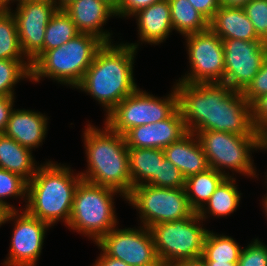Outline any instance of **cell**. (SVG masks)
Returning <instances> with one entry per match:
<instances>
[{
    "mask_svg": "<svg viewBox=\"0 0 267 266\" xmlns=\"http://www.w3.org/2000/svg\"><path fill=\"white\" fill-rule=\"evenodd\" d=\"M14 97L0 96V133H4L13 111Z\"/></svg>",
    "mask_w": 267,
    "mask_h": 266,
    "instance_id": "obj_39",
    "label": "cell"
},
{
    "mask_svg": "<svg viewBox=\"0 0 267 266\" xmlns=\"http://www.w3.org/2000/svg\"><path fill=\"white\" fill-rule=\"evenodd\" d=\"M9 8L3 6L0 9V59L29 61L21 50L16 22Z\"/></svg>",
    "mask_w": 267,
    "mask_h": 266,
    "instance_id": "obj_29",
    "label": "cell"
},
{
    "mask_svg": "<svg viewBox=\"0 0 267 266\" xmlns=\"http://www.w3.org/2000/svg\"><path fill=\"white\" fill-rule=\"evenodd\" d=\"M188 133L180 110L166 120L131 128L125 135L128 148L164 149Z\"/></svg>",
    "mask_w": 267,
    "mask_h": 266,
    "instance_id": "obj_16",
    "label": "cell"
},
{
    "mask_svg": "<svg viewBox=\"0 0 267 266\" xmlns=\"http://www.w3.org/2000/svg\"><path fill=\"white\" fill-rule=\"evenodd\" d=\"M251 113L254 129L263 135L267 131V94L251 104Z\"/></svg>",
    "mask_w": 267,
    "mask_h": 266,
    "instance_id": "obj_36",
    "label": "cell"
},
{
    "mask_svg": "<svg viewBox=\"0 0 267 266\" xmlns=\"http://www.w3.org/2000/svg\"><path fill=\"white\" fill-rule=\"evenodd\" d=\"M263 198H264V199H263L264 201H263V204H262V205L264 206L263 208H264L265 213H266V215H267V197H263Z\"/></svg>",
    "mask_w": 267,
    "mask_h": 266,
    "instance_id": "obj_47",
    "label": "cell"
},
{
    "mask_svg": "<svg viewBox=\"0 0 267 266\" xmlns=\"http://www.w3.org/2000/svg\"><path fill=\"white\" fill-rule=\"evenodd\" d=\"M195 134L207 156L210 168L227 177L231 175L229 172L225 173V168L245 176H257L251 151L261 149L262 134L257 131L252 136L217 131H197Z\"/></svg>",
    "mask_w": 267,
    "mask_h": 266,
    "instance_id": "obj_7",
    "label": "cell"
},
{
    "mask_svg": "<svg viewBox=\"0 0 267 266\" xmlns=\"http://www.w3.org/2000/svg\"><path fill=\"white\" fill-rule=\"evenodd\" d=\"M241 250L232 237L208 231L201 257L204 261L238 262Z\"/></svg>",
    "mask_w": 267,
    "mask_h": 266,
    "instance_id": "obj_28",
    "label": "cell"
},
{
    "mask_svg": "<svg viewBox=\"0 0 267 266\" xmlns=\"http://www.w3.org/2000/svg\"><path fill=\"white\" fill-rule=\"evenodd\" d=\"M11 12L18 32L21 50L32 63L43 53L46 26L58 10L53 0H25Z\"/></svg>",
    "mask_w": 267,
    "mask_h": 266,
    "instance_id": "obj_15",
    "label": "cell"
},
{
    "mask_svg": "<svg viewBox=\"0 0 267 266\" xmlns=\"http://www.w3.org/2000/svg\"><path fill=\"white\" fill-rule=\"evenodd\" d=\"M79 33L75 23L64 9H58L50 19L45 30L43 53L47 50L60 47Z\"/></svg>",
    "mask_w": 267,
    "mask_h": 266,
    "instance_id": "obj_27",
    "label": "cell"
},
{
    "mask_svg": "<svg viewBox=\"0 0 267 266\" xmlns=\"http://www.w3.org/2000/svg\"><path fill=\"white\" fill-rule=\"evenodd\" d=\"M201 221L195 212L191 217L150 227L156 254L163 266H173L179 261L202 256L209 230L202 228Z\"/></svg>",
    "mask_w": 267,
    "mask_h": 266,
    "instance_id": "obj_8",
    "label": "cell"
},
{
    "mask_svg": "<svg viewBox=\"0 0 267 266\" xmlns=\"http://www.w3.org/2000/svg\"><path fill=\"white\" fill-rule=\"evenodd\" d=\"M4 211L0 208V227H1V221H2V217H3Z\"/></svg>",
    "mask_w": 267,
    "mask_h": 266,
    "instance_id": "obj_49",
    "label": "cell"
},
{
    "mask_svg": "<svg viewBox=\"0 0 267 266\" xmlns=\"http://www.w3.org/2000/svg\"><path fill=\"white\" fill-rule=\"evenodd\" d=\"M189 2L208 21L213 18L214 13L220 8L219 0H189Z\"/></svg>",
    "mask_w": 267,
    "mask_h": 266,
    "instance_id": "obj_38",
    "label": "cell"
},
{
    "mask_svg": "<svg viewBox=\"0 0 267 266\" xmlns=\"http://www.w3.org/2000/svg\"><path fill=\"white\" fill-rule=\"evenodd\" d=\"M104 2L106 5H108L118 16V0H100Z\"/></svg>",
    "mask_w": 267,
    "mask_h": 266,
    "instance_id": "obj_44",
    "label": "cell"
},
{
    "mask_svg": "<svg viewBox=\"0 0 267 266\" xmlns=\"http://www.w3.org/2000/svg\"><path fill=\"white\" fill-rule=\"evenodd\" d=\"M173 266H207L202 257L196 259L182 260L175 263Z\"/></svg>",
    "mask_w": 267,
    "mask_h": 266,
    "instance_id": "obj_41",
    "label": "cell"
},
{
    "mask_svg": "<svg viewBox=\"0 0 267 266\" xmlns=\"http://www.w3.org/2000/svg\"><path fill=\"white\" fill-rule=\"evenodd\" d=\"M267 149V131L262 135V145L260 150Z\"/></svg>",
    "mask_w": 267,
    "mask_h": 266,
    "instance_id": "obj_46",
    "label": "cell"
},
{
    "mask_svg": "<svg viewBox=\"0 0 267 266\" xmlns=\"http://www.w3.org/2000/svg\"><path fill=\"white\" fill-rule=\"evenodd\" d=\"M237 266H267V246L254 239L241 250Z\"/></svg>",
    "mask_w": 267,
    "mask_h": 266,
    "instance_id": "obj_34",
    "label": "cell"
},
{
    "mask_svg": "<svg viewBox=\"0 0 267 266\" xmlns=\"http://www.w3.org/2000/svg\"><path fill=\"white\" fill-rule=\"evenodd\" d=\"M235 180L232 176L226 177L219 184L206 204L197 212L202 220L207 219L208 213L214 217H221L236 211L241 200V193L235 186Z\"/></svg>",
    "mask_w": 267,
    "mask_h": 266,
    "instance_id": "obj_24",
    "label": "cell"
},
{
    "mask_svg": "<svg viewBox=\"0 0 267 266\" xmlns=\"http://www.w3.org/2000/svg\"><path fill=\"white\" fill-rule=\"evenodd\" d=\"M132 186L150 184L158 176L159 162L165 159L163 149L128 148Z\"/></svg>",
    "mask_w": 267,
    "mask_h": 266,
    "instance_id": "obj_23",
    "label": "cell"
},
{
    "mask_svg": "<svg viewBox=\"0 0 267 266\" xmlns=\"http://www.w3.org/2000/svg\"><path fill=\"white\" fill-rule=\"evenodd\" d=\"M178 109L188 132L217 131L252 136L251 105L242 92L224 83H185L174 85Z\"/></svg>",
    "mask_w": 267,
    "mask_h": 266,
    "instance_id": "obj_1",
    "label": "cell"
},
{
    "mask_svg": "<svg viewBox=\"0 0 267 266\" xmlns=\"http://www.w3.org/2000/svg\"><path fill=\"white\" fill-rule=\"evenodd\" d=\"M119 192L81 180L75 190L67 226L97 243L117 226L114 195Z\"/></svg>",
    "mask_w": 267,
    "mask_h": 266,
    "instance_id": "obj_6",
    "label": "cell"
},
{
    "mask_svg": "<svg viewBox=\"0 0 267 266\" xmlns=\"http://www.w3.org/2000/svg\"><path fill=\"white\" fill-rule=\"evenodd\" d=\"M207 266H237L238 262H217V261H205Z\"/></svg>",
    "mask_w": 267,
    "mask_h": 266,
    "instance_id": "obj_43",
    "label": "cell"
},
{
    "mask_svg": "<svg viewBox=\"0 0 267 266\" xmlns=\"http://www.w3.org/2000/svg\"><path fill=\"white\" fill-rule=\"evenodd\" d=\"M65 12L75 23L77 30L82 34H91L103 43H110L111 33L103 31L109 17L116 14L100 0H74L64 8Z\"/></svg>",
    "mask_w": 267,
    "mask_h": 266,
    "instance_id": "obj_17",
    "label": "cell"
},
{
    "mask_svg": "<svg viewBox=\"0 0 267 266\" xmlns=\"http://www.w3.org/2000/svg\"><path fill=\"white\" fill-rule=\"evenodd\" d=\"M27 181L20 175L0 168V208L3 211L16 210L4 199L8 197H27Z\"/></svg>",
    "mask_w": 267,
    "mask_h": 266,
    "instance_id": "obj_31",
    "label": "cell"
},
{
    "mask_svg": "<svg viewBox=\"0 0 267 266\" xmlns=\"http://www.w3.org/2000/svg\"><path fill=\"white\" fill-rule=\"evenodd\" d=\"M0 2H1V4H2L3 6H8V5H10V0H0Z\"/></svg>",
    "mask_w": 267,
    "mask_h": 266,
    "instance_id": "obj_48",
    "label": "cell"
},
{
    "mask_svg": "<svg viewBox=\"0 0 267 266\" xmlns=\"http://www.w3.org/2000/svg\"><path fill=\"white\" fill-rule=\"evenodd\" d=\"M4 211L1 224L13 221L14 230L10 251L5 266H36L41 255L45 233L51 227L48 223L35 218L26 210ZM20 213V214H19Z\"/></svg>",
    "mask_w": 267,
    "mask_h": 266,
    "instance_id": "obj_13",
    "label": "cell"
},
{
    "mask_svg": "<svg viewBox=\"0 0 267 266\" xmlns=\"http://www.w3.org/2000/svg\"><path fill=\"white\" fill-rule=\"evenodd\" d=\"M250 0H219L220 6L243 8Z\"/></svg>",
    "mask_w": 267,
    "mask_h": 266,
    "instance_id": "obj_42",
    "label": "cell"
},
{
    "mask_svg": "<svg viewBox=\"0 0 267 266\" xmlns=\"http://www.w3.org/2000/svg\"><path fill=\"white\" fill-rule=\"evenodd\" d=\"M24 78H31L30 61L0 59V96L15 97L13 88Z\"/></svg>",
    "mask_w": 267,
    "mask_h": 266,
    "instance_id": "obj_30",
    "label": "cell"
},
{
    "mask_svg": "<svg viewBox=\"0 0 267 266\" xmlns=\"http://www.w3.org/2000/svg\"><path fill=\"white\" fill-rule=\"evenodd\" d=\"M104 43L91 34H78L60 47L41 53L31 63V81L43 77L75 88L89 68L97 50Z\"/></svg>",
    "mask_w": 267,
    "mask_h": 266,
    "instance_id": "obj_5",
    "label": "cell"
},
{
    "mask_svg": "<svg viewBox=\"0 0 267 266\" xmlns=\"http://www.w3.org/2000/svg\"><path fill=\"white\" fill-rule=\"evenodd\" d=\"M242 94L250 105L259 97L267 94V57L261 69Z\"/></svg>",
    "mask_w": 267,
    "mask_h": 266,
    "instance_id": "obj_35",
    "label": "cell"
},
{
    "mask_svg": "<svg viewBox=\"0 0 267 266\" xmlns=\"http://www.w3.org/2000/svg\"><path fill=\"white\" fill-rule=\"evenodd\" d=\"M93 266H129V265L119 259L107 256L104 252L102 253L101 251L100 257H98Z\"/></svg>",
    "mask_w": 267,
    "mask_h": 266,
    "instance_id": "obj_40",
    "label": "cell"
},
{
    "mask_svg": "<svg viewBox=\"0 0 267 266\" xmlns=\"http://www.w3.org/2000/svg\"><path fill=\"white\" fill-rule=\"evenodd\" d=\"M133 16L137 19V31L143 43L158 45L173 31L168 0L154 3Z\"/></svg>",
    "mask_w": 267,
    "mask_h": 266,
    "instance_id": "obj_20",
    "label": "cell"
},
{
    "mask_svg": "<svg viewBox=\"0 0 267 266\" xmlns=\"http://www.w3.org/2000/svg\"><path fill=\"white\" fill-rule=\"evenodd\" d=\"M138 45L104 43L75 87L102 104L107 109L106 115L138 88L133 77Z\"/></svg>",
    "mask_w": 267,
    "mask_h": 266,
    "instance_id": "obj_2",
    "label": "cell"
},
{
    "mask_svg": "<svg viewBox=\"0 0 267 266\" xmlns=\"http://www.w3.org/2000/svg\"><path fill=\"white\" fill-rule=\"evenodd\" d=\"M164 156L179 169L185 179L210 168L206 154L195 133L188 132L164 149Z\"/></svg>",
    "mask_w": 267,
    "mask_h": 266,
    "instance_id": "obj_18",
    "label": "cell"
},
{
    "mask_svg": "<svg viewBox=\"0 0 267 266\" xmlns=\"http://www.w3.org/2000/svg\"><path fill=\"white\" fill-rule=\"evenodd\" d=\"M58 9H64L68 4H70L74 0H53Z\"/></svg>",
    "mask_w": 267,
    "mask_h": 266,
    "instance_id": "obj_45",
    "label": "cell"
},
{
    "mask_svg": "<svg viewBox=\"0 0 267 266\" xmlns=\"http://www.w3.org/2000/svg\"><path fill=\"white\" fill-rule=\"evenodd\" d=\"M48 118L40 112L13 109L4 134L21 146L35 149L41 145L47 133Z\"/></svg>",
    "mask_w": 267,
    "mask_h": 266,
    "instance_id": "obj_19",
    "label": "cell"
},
{
    "mask_svg": "<svg viewBox=\"0 0 267 266\" xmlns=\"http://www.w3.org/2000/svg\"><path fill=\"white\" fill-rule=\"evenodd\" d=\"M11 1V3H13V1H18V2H22V1H25V0H10Z\"/></svg>",
    "mask_w": 267,
    "mask_h": 266,
    "instance_id": "obj_50",
    "label": "cell"
},
{
    "mask_svg": "<svg viewBox=\"0 0 267 266\" xmlns=\"http://www.w3.org/2000/svg\"><path fill=\"white\" fill-rule=\"evenodd\" d=\"M243 9L252 22L257 36L265 42L267 40V0H250Z\"/></svg>",
    "mask_w": 267,
    "mask_h": 266,
    "instance_id": "obj_33",
    "label": "cell"
},
{
    "mask_svg": "<svg viewBox=\"0 0 267 266\" xmlns=\"http://www.w3.org/2000/svg\"><path fill=\"white\" fill-rule=\"evenodd\" d=\"M184 37L191 70L179 81L194 84L223 83L225 65L222 39L210 29Z\"/></svg>",
    "mask_w": 267,
    "mask_h": 266,
    "instance_id": "obj_11",
    "label": "cell"
},
{
    "mask_svg": "<svg viewBox=\"0 0 267 266\" xmlns=\"http://www.w3.org/2000/svg\"><path fill=\"white\" fill-rule=\"evenodd\" d=\"M172 91L162 99L137 88L106 115L105 124L125 135L131 128L166 120L178 109L175 87Z\"/></svg>",
    "mask_w": 267,
    "mask_h": 266,
    "instance_id": "obj_9",
    "label": "cell"
},
{
    "mask_svg": "<svg viewBox=\"0 0 267 266\" xmlns=\"http://www.w3.org/2000/svg\"><path fill=\"white\" fill-rule=\"evenodd\" d=\"M126 201L139 210L141 223L147 228L163 222L188 218L195 213L184 188L144 184L133 187Z\"/></svg>",
    "mask_w": 267,
    "mask_h": 266,
    "instance_id": "obj_10",
    "label": "cell"
},
{
    "mask_svg": "<svg viewBox=\"0 0 267 266\" xmlns=\"http://www.w3.org/2000/svg\"><path fill=\"white\" fill-rule=\"evenodd\" d=\"M116 227L96 244L107 256L119 259L129 266H163L158 260L150 228Z\"/></svg>",
    "mask_w": 267,
    "mask_h": 266,
    "instance_id": "obj_12",
    "label": "cell"
},
{
    "mask_svg": "<svg viewBox=\"0 0 267 266\" xmlns=\"http://www.w3.org/2000/svg\"><path fill=\"white\" fill-rule=\"evenodd\" d=\"M70 167L51 161L40 165L27 183L25 210L35 218L48 223L70 220L75 190L82 180L78 173L73 175ZM61 219V220H60Z\"/></svg>",
    "mask_w": 267,
    "mask_h": 266,
    "instance_id": "obj_4",
    "label": "cell"
},
{
    "mask_svg": "<svg viewBox=\"0 0 267 266\" xmlns=\"http://www.w3.org/2000/svg\"><path fill=\"white\" fill-rule=\"evenodd\" d=\"M173 30L187 36L209 29V21L189 0H168Z\"/></svg>",
    "mask_w": 267,
    "mask_h": 266,
    "instance_id": "obj_26",
    "label": "cell"
},
{
    "mask_svg": "<svg viewBox=\"0 0 267 266\" xmlns=\"http://www.w3.org/2000/svg\"><path fill=\"white\" fill-rule=\"evenodd\" d=\"M149 185L164 188H184L185 178L179 169L165 158L159 162L158 176Z\"/></svg>",
    "mask_w": 267,
    "mask_h": 266,
    "instance_id": "obj_32",
    "label": "cell"
},
{
    "mask_svg": "<svg viewBox=\"0 0 267 266\" xmlns=\"http://www.w3.org/2000/svg\"><path fill=\"white\" fill-rule=\"evenodd\" d=\"M227 176L209 168L185 179V192L191 208L198 212Z\"/></svg>",
    "mask_w": 267,
    "mask_h": 266,
    "instance_id": "obj_25",
    "label": "cell"
},
{
    "mask_svg": "<svg viewBox=\"0 0 267 266\" xmlns=\"http://www.w3.org/2000/svg\"><path fill=\"white\" fill-rule=\"evenodd\" d=\"M224 47V84L243 92L261 69L267 57L263 41L222 40Z\"/></svg>",
    "mask_w": 267,
    "mask_h": 266,
    "instance_id": "obj_14",
    "label": "cell"
},
{
    "mask_svg": "<svg viewBox=\"0 0 267 266\" xmlns=\"http://www.w3.org/2000/svg\"><path fill=\"white\" fill-rule=\"evenodd\" d=\"M32 156V149L21 146L17 141L0 133V168L20 175L27 182L39 166ZM36 166V167H35Z\"/></svg>",
    "mask_w": 267,
    "mask_h": 266,
    "instance_id": "obj_22",
    "label": "cell"
},
{
    "mask_svg": "<svg viewBox=\"0 0 267 266\" xmlns=\"http://www.w3.org/2000/svg\"><path fill=\"white\" fill-rule=\"evenodd\" d=\"M209 29L222 40L262 41L243 8L220 6L209 21Z\"/></svg>",
    "mask_w": 267,
    "mask_h": 266,
    "instance_id": "obj_21",
    "label": "cell"
},
{
    "mask_svg": "<svg viewBox=\"0 0 267 266\" xmlns=\"http://www.w3.org/2000/svg\"><path fill=\"white\" fill-rule=\"evenodd\" d=\"M83 132L88 169L79 173L82 179L114 189L126 199L133 186L124 135L112 131L106 124L101 130L89 123Z\"/></svg>",
    "mask_w": 267,
    "mask_h": 266,
    "instance_id": "obj_3",
    "label": "cell"
},
{
    "mask_svg": "<svg viewBox=\"0 0 267 266\" xmlns=\"http://www.w3.org/2000/svg\"><path fill=\"white\" fill-rule=\"evenodd\" d=\"M162 0H118V16L129 17Z\"/></svg>",
    "mask_w": 267,
    "mask_h": 266,
    "instance_id": "obj_37",
    "label": "cell"
}]
</instances>
